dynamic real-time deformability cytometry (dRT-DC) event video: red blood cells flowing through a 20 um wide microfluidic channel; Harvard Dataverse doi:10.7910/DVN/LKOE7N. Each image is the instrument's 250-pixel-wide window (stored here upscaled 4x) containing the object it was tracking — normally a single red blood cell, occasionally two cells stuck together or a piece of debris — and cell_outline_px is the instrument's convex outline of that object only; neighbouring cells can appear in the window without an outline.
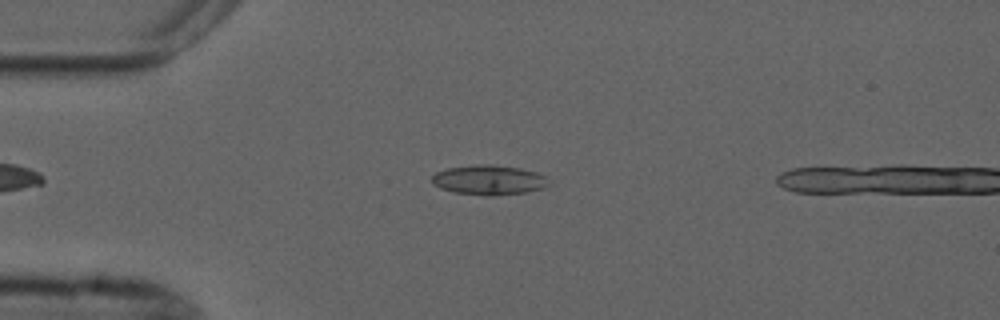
{"species": "common noctule bat (a hibernating species)", "species_latin": "Nyctalus noctula", "temperature_condition": "cold", "stored_images_in_passage": 2, "camera_frame_rate_fps": 3000, "um_per_image_px": 0.085, "animal": {"sex": "male", "forearm_length_mm": 52.5}, "frame": {"image": 1, "passage_image": 1, "time_ms": 0.0, "image_size_px": [1000, 320], "cell_outline_px": [[552, 184], [544, 188], [524, 192], [492, 196], [484, 196], [456, 192], [440, 188], [432, 184], [432, 176], [436, 172], [448, 168], [480, 164], [492, 164], [520, 168], [536, 172], [548, 176]], "centroid_in_image_um": [41.61, 15.3], "position_along_channel_um": 43.4, "area_um2": 20.46}}